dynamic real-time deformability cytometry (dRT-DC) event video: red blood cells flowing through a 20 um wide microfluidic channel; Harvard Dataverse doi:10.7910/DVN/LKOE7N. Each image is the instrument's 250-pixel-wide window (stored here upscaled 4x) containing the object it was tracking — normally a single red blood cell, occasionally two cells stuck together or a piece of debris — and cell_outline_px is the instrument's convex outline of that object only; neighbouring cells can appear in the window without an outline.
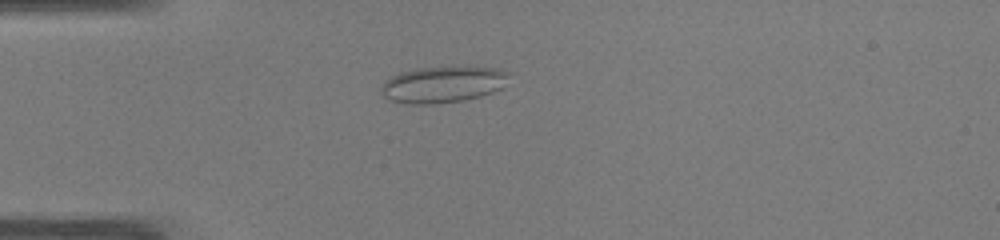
{"species": "common noctule bat (a hibernating species)", "species_latin": "Nyctalus noctula", "temperature_condition": "warm", "stored_images_in_passage": 23, "camera_frame_rate_fps": 3000, "um_per_image_px": 0.085, "animal": {"sex": "male", "body_mass_g": 19.0, "forearm_length_mm": 50.8}, "frame": {"image": 1, "passage_image": 2, "time_ms": 0.333, "image_size_px": [1000, 240], "cell_outline_px": [[508, 72], [500, 88], [492, 92], [480, 96], [460, 100], [432, 104], [412, 104], [388, 100], [380, 92], [380, 88], [392, 76], [400, 72], [420, 68], [452, 64], [468, 64], [496, 68]], "centroid_in_image_um": [37.63, 7.12], "position_along_channel_um": 47.4, "area_um2": 27.46}}
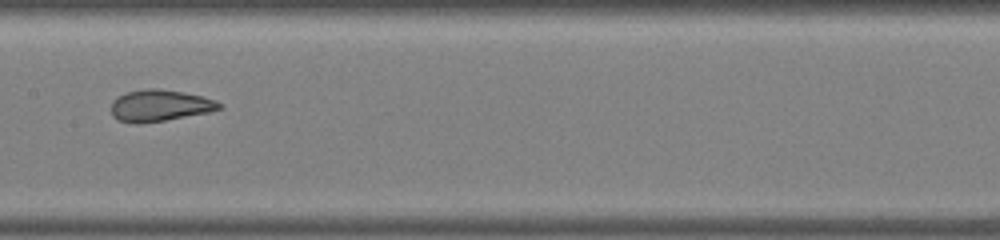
{"frame": {"image": 2, "passage_image": 14, "time_ms": 4.333, "image_size_px": [1000, 240], "cell_outline_px": [[224, 108], [208, 112], [164, 120], [136, 124], [120, 120], [112, 116], [112, 100], [116, 96], [124, 92], [148, 88], [160, 88], [184, 92], [216, 100]], "centroid_in_image_um": [13.55, 8.95], "position_along_channel_um": 193.8, "area_um2": 19.88}}
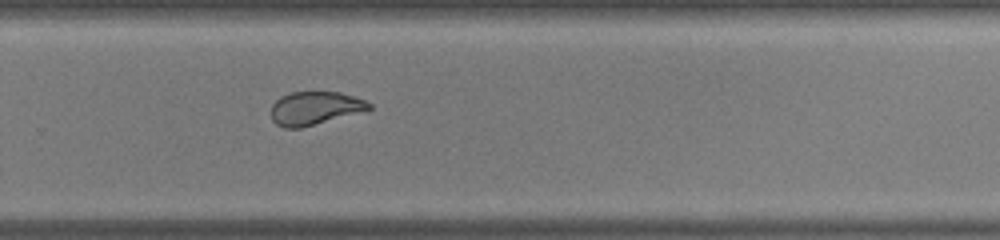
{"frame": {"image": 3, "passage_image": 22, "time_ms": 7.0, "image_size_px": [1000, 240], "cell_outline_px": [[372, 108], [300, 128], [284, 128], [276, 124], [272, 120], [272, 104], [280, 96], [292, 92], [340, 92], [364, 100], [372, 104]], "centroid_in_image_um": [26.71, 9.18], "position_along_channel_um": 303.1, "area_um2": 18.61}}